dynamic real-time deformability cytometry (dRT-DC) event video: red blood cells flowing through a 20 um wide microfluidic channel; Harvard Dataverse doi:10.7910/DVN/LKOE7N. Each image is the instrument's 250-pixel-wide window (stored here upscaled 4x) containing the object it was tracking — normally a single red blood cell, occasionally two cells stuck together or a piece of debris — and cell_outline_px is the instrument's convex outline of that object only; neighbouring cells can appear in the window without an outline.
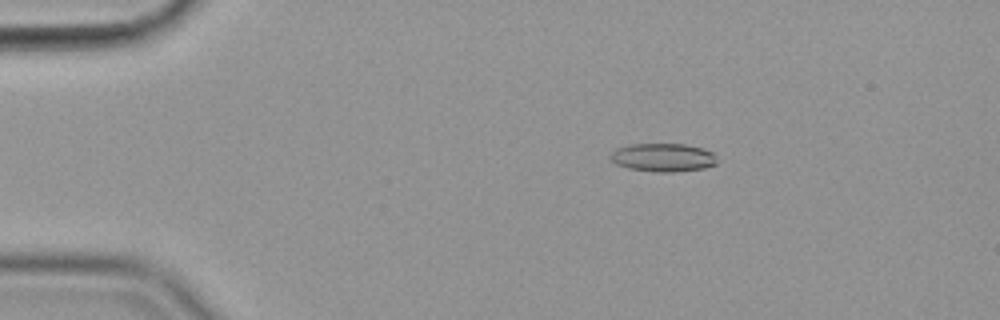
{"species": "common noctule bat (a hibernating species)", "species_latin": "Nyctalus noctula", "temperature_condition": "cold", "stored_images_in_passage": 56, "camera_frame_rate_fps": 3000, "um_per_image_px": 0.085, "animal": {"sex": "female", "body_mass_g": 19.9}, "frame": {"image": 1, "passage_image": 10, "time_ms": 3.0, "image_size_px": [1000, 320], "cell_outline_px": [[716, 164], [704, 168], [676, 172], [656, 172], [628, 168], [616, 164], [608, 156], [616, 148], [628, 144], [684, 144], [704, 148], [712, 152], [716, 156]], "centroid_in_image_um": [56.35, 13.38], "position_along_channel_um": 28.6, "area_um2": 17.74}}
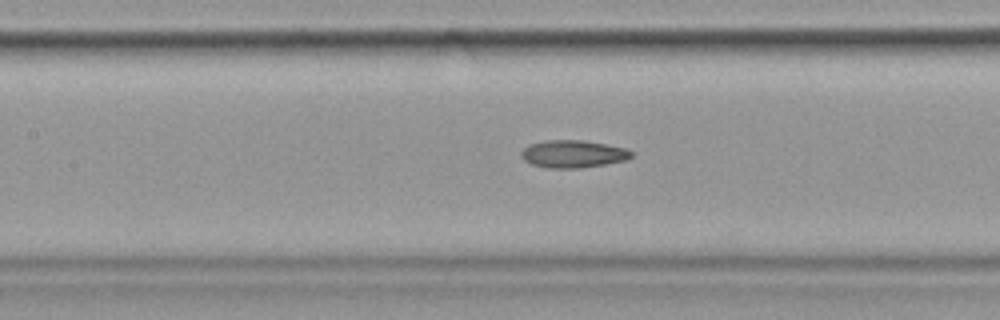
{"frame": {"image": 2, "passage_image": 26, "time_ms": 8.333, "image_size_px": [1000, 320], "cell_outline_px": [[632, 156], [628, 160], [580, 168], [544, 168], [532, 164], [524, 160], [520, 156], [520, 152], [528, 144], [544, 140], [584, 140], [624, 148], [632, 152]], "centroid_in_image_um": [48.66, 13.08], "position_along_channel_um": 158.7, "area_um2": 17.74}}
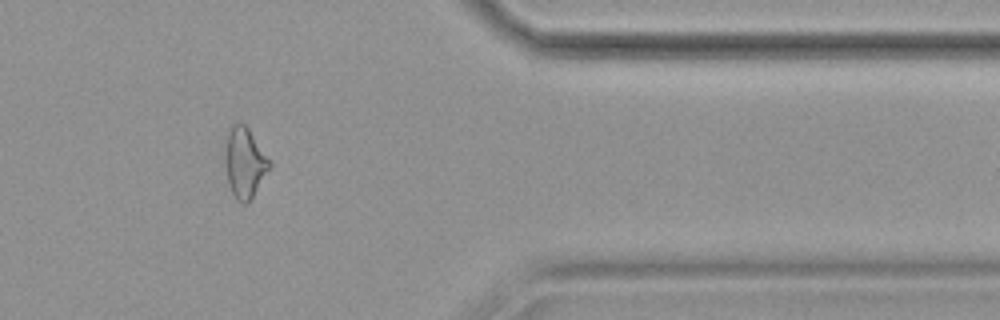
{"frame": {"image": 3, "passage_image": 47, "time_ms": 15.333, "image_size_px": [1000, 320], "cell_outline_px": [[272, 164], [248, 204], [244, 204], [236, 200], [228, 184], [224, 160], [224, 156], [228, 132], [232, 124], [244, 124], [248, 128]], "centroid_in_image_um": [20.77, 13.86], "position_along_channel_um": 390.6, "area_um2": 17.98}, "authors_computed_cell_mechanics": {"area_um2": 17.629, "velocity_mm_per_s": 3.5872, "shape_relaxation_time_tau1_ms": 5.5003, "shape_relaxation_time_tau2_ms": 8.3149, "deformation_change_tau1": 0.1397, "deformation_change_tau2": 0.1892}}